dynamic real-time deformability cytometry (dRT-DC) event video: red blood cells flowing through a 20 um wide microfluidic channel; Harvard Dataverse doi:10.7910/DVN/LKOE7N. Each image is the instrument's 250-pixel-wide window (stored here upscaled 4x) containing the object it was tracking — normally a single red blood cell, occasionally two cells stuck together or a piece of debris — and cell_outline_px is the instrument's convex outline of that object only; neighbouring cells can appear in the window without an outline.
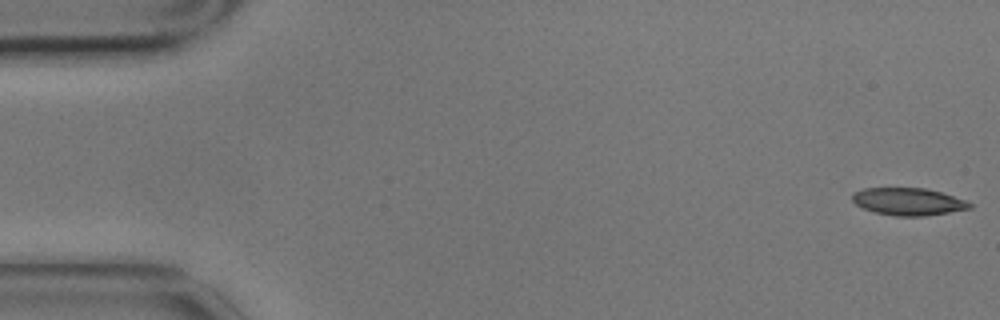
{"species": "common noctule bat (a hibernating species)", "species_latin": "Nyctalus noctula", "temperature_condition": "cold", "stored_images_in_passage": 5, "camera_frame_rate_fps": 3000, "um_per_image_px": 0.085, "animal": {"sex": "male", "body_mass_g": 17.9}, "frame": {"image": 1, "passage_image": 5, "time_ms": 1.333, "image_size_px": [1000, 320], "cell_outline_px": [[972, 208], [924, 216], [896, 216], [876, 212], [864, 208], [856, 204], [852, 200], [852, 192], [864, 188], [924, 188], [940, 192], [964, 200], [972, 204]], "centroid_in_image_um": [77.17, 17.13], "position_along_channel_um": 7.8, "area_um2": 18.5}}